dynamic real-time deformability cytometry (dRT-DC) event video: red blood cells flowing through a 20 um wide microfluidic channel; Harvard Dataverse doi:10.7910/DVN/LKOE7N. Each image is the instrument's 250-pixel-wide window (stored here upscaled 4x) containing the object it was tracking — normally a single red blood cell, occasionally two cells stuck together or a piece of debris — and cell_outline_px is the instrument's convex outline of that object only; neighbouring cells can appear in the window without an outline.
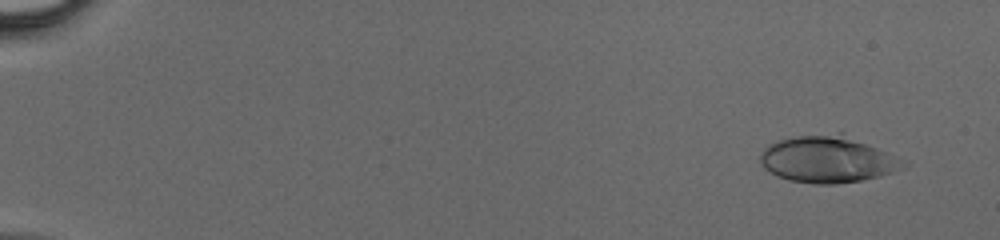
{"species": "human", "species_latin": "Homo sapiens", "temperature_condition": "cold", "stored_images_in_passage": 39, "camera_frame_rate_fps": 3000, "um_per_image_px": 0.085, "donor": {"sex": "male"}, "frame": {"image": 1, "passage_image": 4, "time_ms": 1.0, "image_size_px": [1000, 240], "cell_outline_px": [[908, 164], [904, 168], [880, 176], [860, 180], [836, 184], [816, 184], [788, 180], [776, 176], [768, 172], [760, 164], [760, 152], [768, 144], [780, 140], [800, 136], [840, 132], [876, 148]], "centroid_in_image_um": [70.27, 13.56], "position_along_channel_um": 14.7, "area_um2": 38.49}}